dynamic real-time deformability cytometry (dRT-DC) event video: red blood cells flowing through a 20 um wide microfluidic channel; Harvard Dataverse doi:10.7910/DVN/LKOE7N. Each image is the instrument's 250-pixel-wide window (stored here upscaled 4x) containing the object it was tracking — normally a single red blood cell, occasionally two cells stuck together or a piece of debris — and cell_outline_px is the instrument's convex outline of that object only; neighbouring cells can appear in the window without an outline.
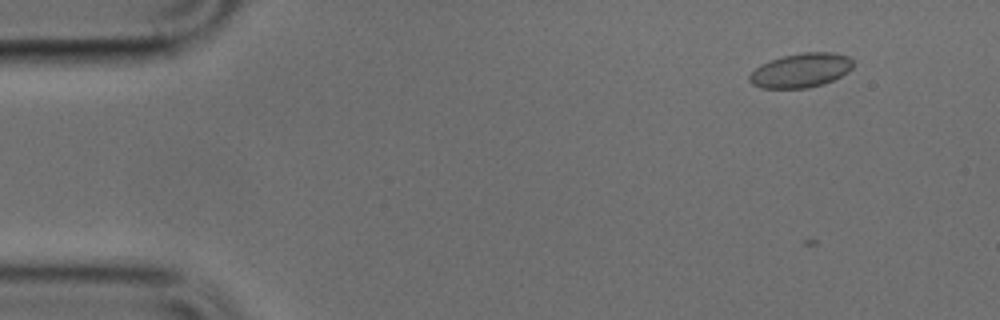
{"species": "common noctule bat (a hibernating species)", "species_latin": "Nyctalus noctula", "temperature_condition": "cold", "stored_images_in_passage": 34, "camera_frame_rate_fps": 3000, "um_per_image_px": 0.085, "animal": {"sex": "male", "body_mass_g": 17.9, "forearm_length_mm": 54.2}, "frame": {"image": 1, "passage_image": 7, "time_ms": 2.0, "image_size_px": [1000, 320], "cell_outline_px": [[852, 68], [848, 72], [832, 80], [808, 88], [760, 88], [752, 84], [748, 80], [748, 76], [756, 68], [772, 60], [784, 56], [804, 52], [832, 52], [848, 56], [852, 60]], "centroid_in_image_um": [68.07, 5.98], "position_along_channel_um": 16.9, "area_um2": 20.4}}
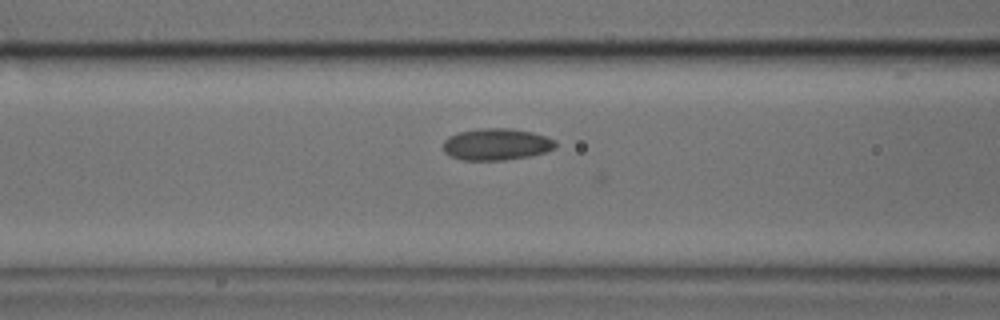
{"frame": {"image": 2, "passage_image": 22, "time_ms": 7.0, "image_size_px": [1000, 320], "cell_outline_px": [[556, 148], [544, 152], [528, 156], [504, 160], [464, 160], [448, 156], [444, 152], [444, 140], [448, 136], [460, 132], [480, 128], [512, 128], [532, 132], [556, 140]], "centroid_in_image_um": [42.18, 12.26], "position_along_channel_um": 124.4, "area_um2": 20.81}}
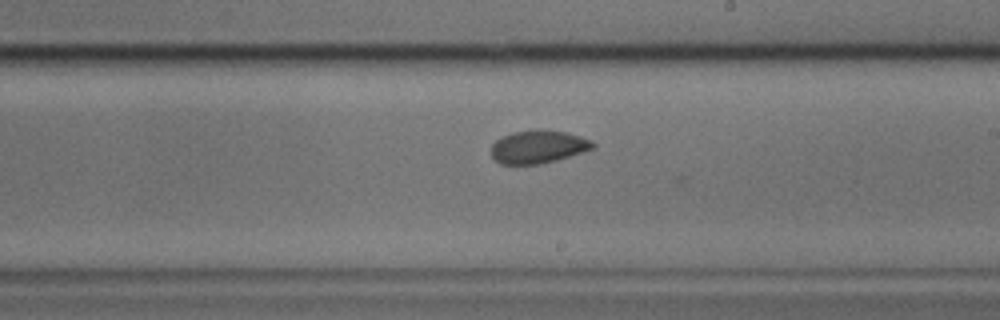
{"frame": {"image": 3, "passage_image": 31, "time_ms": 10.0, "image_size_px": [1000, 320], "cell_outline_px": [[596, 148], [556, 160], [540, 164], [500, 164], [492, 156], [492, 144], [496, 140], [512, 132], [568, 132], [592, 140], [596, 144]], "centroid_in_image_um": [45.78, 12.51], "position_along_channel_um": 243.2, "area_um2": 18.96}}